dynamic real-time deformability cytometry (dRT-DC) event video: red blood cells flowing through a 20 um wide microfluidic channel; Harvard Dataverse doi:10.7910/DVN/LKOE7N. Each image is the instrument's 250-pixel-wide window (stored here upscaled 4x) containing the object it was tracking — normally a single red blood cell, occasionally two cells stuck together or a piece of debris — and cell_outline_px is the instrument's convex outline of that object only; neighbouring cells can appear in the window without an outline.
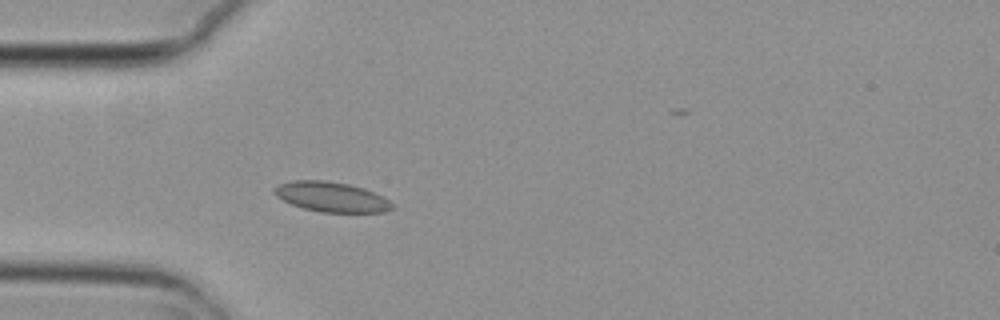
{"species": "common noctule bat (a hibernating species)", "species_latin": "Nyctalus noctula", "temperature_condition": "cold", "stored_images_in_passage": 3, "camera_frame_rate_fps": 3000, "um_per_image_px": 0.085, "animal": {"sex": "female", "body_mass_g": 29.2, "forearm_length_mm": 56.3}, "frame": {"image": 1, "passage_image": 3, "time_ms": 0.667, "image_size_px": [1000, 320], "cell_outline_px": [[392, 208], [384, 212], [320, 212], [304, 208], [292, 204], [276, 196], [272, 192], [272, 188], [280, 184], [292, 180], [324, 180], [348, 184], [364, 188], [384, 196], [392, 204]], "centroid_in_image_um": [28.15, 16.73], "position_along_channel_um": 56.9, "area_um2": 20.52}}